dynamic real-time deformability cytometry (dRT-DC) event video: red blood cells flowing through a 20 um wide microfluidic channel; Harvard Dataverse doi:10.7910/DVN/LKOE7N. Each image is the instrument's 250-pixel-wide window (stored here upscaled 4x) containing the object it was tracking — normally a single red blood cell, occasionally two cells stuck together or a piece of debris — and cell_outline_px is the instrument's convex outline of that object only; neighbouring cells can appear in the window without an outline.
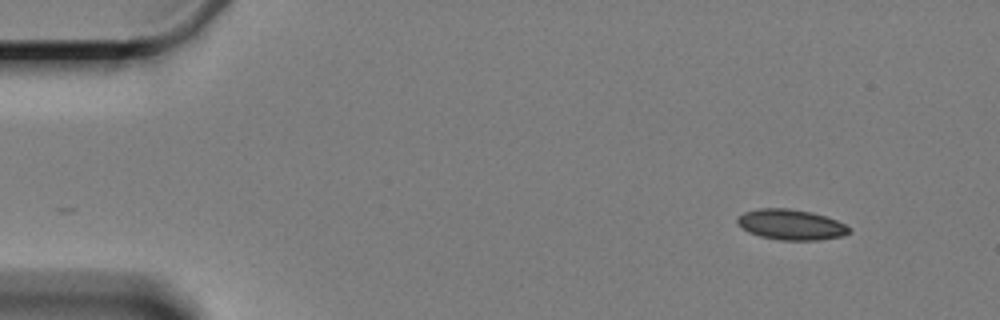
{"species": "Egyptian fruit bat (a non-hibernating species)", "species_latin": "Rousettus aegyptiacus", "temperature_condition": "cold", "stored_images_in_passage": 5, "segment_of_instrument_passage": [2, 2], "camera_frame_rate_fps": 3000, "um_per_image_px": 0.085, "animal": {"sex": "female"}, "frame": {"image": 1, "passage_image": 5, "time_ms": 4.667, "image_size_px": [1000, 320], "cell_outline_px": [[852, 232], [840, 236], [816, 240], [780, 240], [760, 236], [748, 232], [736, 220], [744, 212], [760, 208], [788, 208], [812, 212], [836, 220], [852, 228]], "centroid_in_image_um": [67.26, 19.09], "position_along_channel_um": 17.7, "area_um2": 19.65}}